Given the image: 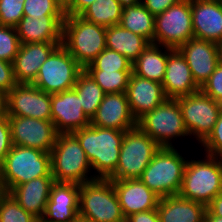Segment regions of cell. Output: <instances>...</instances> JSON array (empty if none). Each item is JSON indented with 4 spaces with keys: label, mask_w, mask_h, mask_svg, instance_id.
<instances>
[{
    "label": "cell",
    "mask_w": 222,
    "mask_h": 222,
    "mask_svg": "<svg viewBox=\"0 0 222 222\" xmlns=\"http://www.w3.org/2000/svg\"><path fill=\"white\" fill-rule=\"evenodd\" d=\"M72 134L85 151L95 179H108L116 170L125 131L90 124Z\"/></svg>",
    "instance_id": "1"
},
{
    "label": "cell",
    "mask_w": 222,
    "mask_h": 222,
    "mask_svg": "<svg viewBox=\"0 0 222 222\" xmlns=\"http://www.w3.org/2000/svg\"><path fill=\"white\" fill-rule=\"evenodd\" d=\"M204 156L189 157L178 195L207 206L222 191V159Z\"/></svg>",
    "instance_id": "2"
},
{
    "label": "cell",
    "mask_w": 222,
    "mask_h": 222,
    "mask_svg": "<svg viewBox=\"0 0 222 222\" xmlns=\"http://www.w3.org/2000/svg\"><path fill=\"white\" fill-rule=\"evenodd\" d=\"M61 45L85 69L106 48V27L88 22L79 15H66Z\"/></svg>",
    "instance_id": "3"
},
{
    "label": "cell",
    "mask_w": 222,
    "mask_h": 222,
    "mask_svg": "<svg viewBox=\"0 0 222 222\" xmlns=\"http://www.w3.org/2000/svg\"><path fill=\"white\" fill-rule=\"evenodd\" d=\"M43 176H52L50 152L12 145L0 166V191L8 193L17 185Z\"/></svg>",
    "instance_id": "4"
},
{
    "label": "cell",
    "mask_w": 222,
    "mask_h": 222,
    "mask_svg": "<svg viewBox=\"0 0 222 222\" xmlns=\"http://www.w3.org/2000/svg\"><path fill=\"white\" fill-rule=\"evenodd\" d=\"M50 154L55 182L81 185L95 179L86 153L72 133H58Z\"/></svg>",
    "instance_id": "5"
},
{
    "label": "cell",
    "mask_w": 222,
    "mask_h": 222,
    "mask_svg": "<svg viewBox=\"0 0 222 222\" xmlns=\"http://www.w3.org/2000/svg\"><path fill=\"white\" fill-rule=\"evenodd\" d=\"M187 161L178 147H161L139 179L160 198L178 195Z\"/></svg>",
    "instance_id": "6"
},
{
    "label": "cell",
    "mask_w": 222,
    "mask_h": 222,
    "mask_svg": "<svg viewBox=\"0 0 222 222\" xmlns=\"http://www.w3.org/2000/svg\"><path fill=\"white\" fill-rule=\"evenodd\" d=\"M79 217L89 222H126L110 179L96 178L80 185Z\"/></svg>",
    "instance_id": "7"
},
{
    "label": "cell",
    "mask_w": 222,
    "mask_h": 222,
    "mask_svg": "<svg viewBox=\"0 0 222 222\" xmlns=\"http://www.w3.org/2000/svg\"><path fill=\"white\" fill-rule=\"evenodd\" d=\"M137 126L160 147H175V140L189 138L181 108L176 99H166L137 120Z\"/></svg>",
    "instance_id": "8"
},
{
    "label": "cell",
    "mask_w": 222,
    "mask_h": 222,
    "mask_svg": "<svg viewBox=\"0 0 222 222\" xmlns=\"http://www.w3.org/2000/svg\"><path fill=\"white\" fill-rule=\"evenodd\" d=\"M160 148L138 126L125 131L116 170L108 179H139Z\"/></svg>",
    "instance_id": "9"
},
{
    "label": "cell",
    "mask_w": 222,
    "mask_h": 222,
    "mask_svg": "<svg viewBox=\"0 0 222 222\" xmlns=\"http://www.w3.org/2000/svg\"><path fill=\"white\" fill-rule=\"evenodd\" d=\"M180 105L183 120L190 138L201 145L212 133L222 113V104L204 94L201 90L176 99Z\"/></svg>",
    "instance_id": "10"
},
{
    "label": "cell",
    "mask_w": 222,
    "mask_h": 222,
    "mask_svg": "<svg viewBox=\"0 0 222 222\" xmlns=\"http://www.w3.org/2000/svg\"><path fill=\"white\" fill-rule=\"evenodd\" d=\"M83 70L75 58L59 45L40 66L33 85L48 94H57L74 88Z\"/></svg>",
    "instance_id": "11"
},
{
    "label": "cell",
    "mask_w": 222,
    "mask_h": 222,
    "mask_svg": "<svg viewBox=\"0 0 222 222\" xmlns=\"http://www.w3.org/2000/svg\"><path fill=\"white\" fill-rule=\"evenodd\" d=\"M154 25V43L178 49L183 43L194 38L191 0H180L156 15Z\"/></svg>",
    "instance_id": "12"
},
{
    "label": "cell",
    "mask_w": 222,
    "mask_h": 222,
    "mask_svg": "<svg viewBox=\"0 0 222 222\" xmlns=\"http://www.w3.org/2000/svg\"><path fill=\"white\" fill-rule=\"evenodd\" d=\"M7 116L51 120V94L33 84H16L5 99Z\"/></svg>",
    "instance_id": "13"
},
{
    "label": "cell",
    "mask_w": 222,
    "mask_h": 222,
    "mask_svg": "<svg viewBox=\"0 0 222 222\" xmlns=\"http://www.w3.org/2000/svg\"><path fill=\"white\" fill-rule=\"evenodd\" d=\"M12 145L51 152L58 132L51 120L8 116Z\"/></svg>",
    "instance_id": "14"
},
{
    "label": "cell",
    "mask_w": 222,
    "mask_h": 222,
    "mask_svg": "<svg viewBox=\"0 0 222 222\" xmlns=\"http://www.w3.org/2000/svg\"><path fill=\"white\" fill-rule=\"evenodd\" d=\"M90 120L74 88L51 94V121L58 133H72L85 128L90 125Z\"/></svg>",
    "instance_id": "15"
},
{
    "label": "cell",
    "mask_w": 222,
    "mask_h": 222,
    "mask_svg": "<svg viewBox=\"0 0 222 222\" xmlns=\"http://www.w3.org/2000/svg\"><path fill=\"white\" fill-rule=\"evenodd\" d=\"M178 50L188 63L195 83L201 88L220 63L218 44L191 38Z\"/></svg>",
    "instance_id": "16"
},
{
    "label": "cell",
    "mask_w": 222,
    "mask_h": 222,
    "mask_svg": "<svg viewBox=\"0 0 222 222\" xmlns=\"http://www.w3.org/2000/svg\"><path fill=\"white\" fill-rule=\"evenodd\" d=\"M90 124L102 128L128 131L137 126L126 93L105 94Z\"/></svg>",
    "instance_id": "17"
},
{
    "label": "cell",
    "mask_w": 222,
    "mask_h": 222,
    "mask_svg": "<svg viewBox=\"0 0 222 222\" xmlns=\"http://www.w3.org/2000/svg\"><path fill=\"white\" fill-rule=\"evenodd\" d=\"M80 185L55 182L42 222H73L79 216Z\"/></svg>",
    "instance_id": "18"
},
{
    "label": "cell",
    "mask_w": 222,
    "mask_h": 222,
    "mask_svg": "<svg viewBox=\"0 0 222 222\" xmlns=\"http://www.w3.org/2000/svg\"><path fill=\"white\" fill-rule=\"evenodd\" d=\"M62 42H34L21 44L13 61L17 84H33L40 66Z\"/></svg>",
    "instance_id": "19"
},
{
    "label": "cell",
    "mask_w": 222,
    "mask_h": 222,
    "mask_svg": "<svg viewBox=\"0 0 222 222\" xmlns=\"http://www.w3.org/2000/svg\"><path fill=\"white\" fill-rule=\"evenodd\" d=\"M194 38L222 41V3L220 0H191Z\"/></svg>",
    "instance_id": "20"
},
{
    "label": "cell",
    "mask_w": 222,
    "mask_h": 222,
    "mask_svg": "<svg viewBox=\"0 0 222 222\" xmlns=\"http://www.w3.org/2000/svg\"><path fill=\"white\" fill-rule=\"evenodd\" d=\"M125 218L131 214L157 209L160 197L140 179L111 180Z\"/></svg>",
    "instance_id": "21"
},
{
    "label": "cell",
    "mask_w": 222,
    "mask_h": 222,
    "mask_svg": "<svg viewBox=\"0 0 222 222\" xmlns=\"http://www.w3.org/2000/svg\"><path fill=\"white\" fill-rule=\"evenodd\" d=\"M162 86L167 99H177L200 90L188 63L178 49H173L168 54Z\"/></svg>",
    "instance_id": "22"
},
{
    "label": "cell",
    "mask_w": 222,
    "mask_h": 222,
    "mask_svg": "<svg viewBox=\"0 0 222 222\" xmlns=\"http://www.w3.org/2000/svg\"><path fill=\"white\" fill-rule=\"evenodd\" d=\"M126 95L136 120L167 99L161 83L139 77L133 72L129 78Z\"/></svg>",
    "instance_id": "23"
},
{
    "label": "cell",
    "mask_w": 222,
    "mask_h": 222,
    "mask_svg": "<svg viewBox=\"0 0 222 222\" xmlns=\"http://www.w3.org/2000/svg\"><path fill=\"white\" fill-rule=\"evenodd\" d=\"M54 183L53 176L38 177L15 186L8 193L26 212L41 220Z\"/></svg>",
    "instance_id": "24"
},
{
    "label": "cell",
    "mask_w": 222,
    "mask_h": 222,
    "mask_svg": "<svg viewBox=\"0 0 222 222\" xmlns=\"http://www.w3.org/2000/svg\"><path fill=\"white\" fill-rule=\"evenodd\" d=\"M65 17H31L24 15L15 27L21 44L62 42Z\"/></svg>",
    "instance_id": "25"
},
{
    "label": "cell",
    "mask_w": 222,
    "mask_h": 222,
    "mask_svg": "<svg viewBox=\"0 0 222 222\" xmlns=\"http://www.w3.org/2000/svg\"><path fill=\"white\" fill-rule=\"evenodd\" d=\"M157 212L160 222H204L206 206L172 195L159 199Z\"/></svg>",
    "instance_id": "26"
},
{
    "label": "cell",
    "mask_w": 222,
    "mask_h": 222,
    "mask_svg": "<svg viewBox=\"0 0 222 222\" xmlns=\"http://www.w3.org/2000/svg\"><path fill=\"white\" fill-rule=\"evenodd\" d=\"M172 48L149 43L139 57L132 63V72L142 78L158 83L163 82L168 54Z\"/></svg>",
    "instance_id": "27"
},
{
    "label": "cell",
    "mask_w": 222,
    "mask_h": 222,
    "mask_svg": "<svg viewBox=\"0 0 222 222\" xmlns=\"http://www.w3.org/2000/svg\"><path fill=\"white\" fill-rule=\"evenodd\" d=\"M149 41L139 34L124 29L119 24L106 28V48L125 56L132 63L149 45Z\"/></svg>",
    "instance_id": "28"
},
{
    "label": "cell",
    "mask_w": 222,
    "mask_h": 222,
    "mask_svg": "<svg viewBox=\"0 0 222 222\" xmlns=\"http://www.w3.org/2000/svg\"><path fill=\"white\" fill-rule=\"evenodd\" d=\"M155 16L142 3L125 7L122 10L119 25L124 29L139 34L150 43H154Z\"/></svg>",
    "instance_id": "29"
},
{
    "label": "cell",
    "mask_w": 222,
    "mask_h": 222,
    "mask_svg": "<svg viewBox=\"0 0 222 222\" xmlns=\"http://www.w3.org/2000/svg\"><path fill=\"white\" fill-rule=\"evenodd\" d=\"M122 10L123 8L117 0H96L79 16L88 22L107 28L119 24Z\"/></svg>",
    "instance_id": "30"
},
{
    "label": "cell",
    "mask_w": 222,
    "mask_h": 222,
    "mask_svg": "<svg viewBox=\"0 0 222 222\" xmlns=\"http://www.w3.org/2000/svg\"><path fill=\"white\" fill-rule=\"evenodd\" d=\"M74 89L80 96L84 113L92 119L106 93L85 70L78 75Z\"/></svg>",
    "instance_id": "31"
},
{
    "label": "cell",
    "mask_w": 222,
    "mask_h": 222,
    "mask_svg": "<svg viewBox=\"0 0 222 222\" xmlns=\"http://www.w3.org/2000/svg\"><path fill=\"white\" fill-rule=\"evenodd\" d=\"M106 94L126 93L132 71H86Z\"/></svg>",
    "instance_id": "32"
},
{
    "label": "cell",
    "mask_w": 222,
    "mask_h": 222,
    "mask_svg": "<svg viewBox=\"0 0 222 222\" xmlns=\"http://www.w3.org/2000/svg\"><path fill=\"white\" fill-rule=\"evenodd\" d=\"M85 71H132V62L120 53L105 48Z\"/></svg>",
    "instance_id": "33"
},
{
    "label": "cell",
    "mask_w": 222,
    "mask_h": 222,
    "mask_svg": "<svg viewBox=\"0 0 222 222\" xmlns=\"http://www.w3.org/2000/svg\"><path fill=\"white\" fill-rule=\"evenodd\" d=\"M7 192L0 191V222H38Z\"/></svg>",
    "instance_id": "34"
},
{
    "label": "cell",
    "mask_w": 222,
    "mask_h": 222,
    "mask_svg": "<svg viewBox=\"0 0 222 222\" xmlns=\"http://www.w3.org/2000/svg\"><path fill=\"white\" fill-rule=\"evenodd\" d=\"M24 15L31 17H65L64 10L57 0H25Z\"/></svg>",
    "instance_id": "35"
},
{
    "label": "cell",
    "mask_w": 222,
    "mask_h": 222,
    "mask_svg": "<svg viewBox=\"0 0 222 222\" xmlns=\"http://www.w3.org/2000/svg\"><path fill=\"white\" fill-rule=\"evenodd\" d=\"M20 45L16 28L0 25V60L13 63Z\"/></svg>",
    "instance_id": "36"
},
{
    "label": "cell",
    "mask_w": 222,
    "mask_h": 222,
    "mask_svg": "<svg viewBox=\"0 0 222 222\" xmlns=\"http://www.w3.org/2000/svg\"><path fill=\"white\" fill-rule=\"evenodd\" d=\"M25 0H0V25L16 27L24 16Z\"/></svg>",
    "instance_id": "37"
},
{
    "label": "cell",
    "mask_w": 222,
    "mask_h": 222,
    "mask_svg": "<svg viewBox=\"0 0 222 222\" xmlns=\"http://www.w3.org/2000/svg\"><path fill=\"white\" fill-rule=\"evenodd\" d=\"M200 147L204 150L203 154L222 159V113L219 115L212 133L201 144Z\"/></svg>",
    "instance_id": "38"
},
{
    "label": "cell",
    "mask_w": 222,
    "mask_h": 222,
    "mask_svg": "<svg viewBox=\"0 0 222 222\" xmlns=\"http://www.w3.org/2000/svg\"><path fill=\"white\" fill-rule=\"evenodd\" d=\"M200 90L222 104V63L220 62Z\"/></svg>",
    "instance_id": "39"
},
{
    "label": "cell",
    "mask_w": 222,
    "mask_h": 222,
    "mask_svg": "<svg viewBox=\"0 0 222 222\" xmlns=\"http://www.w3.org/2000/svg\"><path fill=\"white\" fill-rule=\"evenodd\" d=\"M12 147L9 119L6 113L0 115V166Z\"/></svg>",
    "instance_id": "40"
},
{
    "label": "cell",
    "mask_w": 222,
    "mask_h": 222,
    "mask_svg": "<svg viewBox=\"0 0 222 222\" xmlns=\"http://www.w3.org/2000/svg\"><path fill=\"white\" fill-rule=\"evenodd\" d=\"M16 84L13 63L0 60V90L7 94Z\"/></svg>",
    "instance_id": "41"
},
{
    "label": "cell",
    "mask_w": 222,
    "mask_h": 222,
    "mask_svg": "<svg viewBox=\"0 0 222 222\" xmlns=\"http://www.w3.org/2000/svg\"><path fill=\"white\" fill-rule=\"evenodd\" d=\"M180 0H142L145 8L154 16L163 13L170 6L178 3Z\"/></svg>",
    "instance_id": "42"
},
{
    "label": "cell",
    "mask_w": 222,
    "mask_h": 222,
    "mask_svg": "<svg viewBox=\"0 0 222 222\" xmlns=\"http://www.w3.org/2000/svg\"><path fill=\"white\" fill-rule=\"evenodd\" d=\"M126 222H160L157 209L131 214Z\"/></svg>",
    "instance_id": "43"
},
{
    "label": "cell",
    "mask_w": 222,
    "mask_h": 222,
    "mask_svg": "<svg viewBox=\"0 0 222 222\" xmlns=\"http://www.w3.org/2000/svg\"><path fill=\"white\" fill-rule=\"evenodd\" d=\"M96 0H76L66 11L65 15H80L88 6Z\"/></svg>",
    "instance_id": "44"
},
{
    "label": "cell",
    "mask_w": 222,
    "mask_h": 222,
    "mask_svg": "<svg viewBox=\"0 0 222 222\" xmlns=\"http://www.w3.org/2000/svg\"><path fill=\"white\" fill-rule=\"evenodd\" d=\"M206 209L212 215L222 217V191L206 206Z\"/></svg>",
    "instance_id": "45"
},
{
    "label": "cell",
    "mask_w": 222,
    "mask_h": 222,
    "mask_svg": "<svg viewBox=\"0 0 222 222\" xmlns=\"http://www.w3.org/2000/svg\"><path fill=\"white\" fill-rule=\"evenodd\" d=\"M204 222H222V217L212 215L207 209L204 216Z\"/></svg>",
    "instance_id": "46"
},
{
    "label": "cell",
    "mask_w": 222,
    "mask_h": 222,
    "mask_svg": "<svg viewBox=\"0 0 222 222\" xmlns=\"http://www.w3.org/2000/svg\"><path fill=\"white\" fill-rule=\"evenodd\" d=\"M117 1L121 4L122 8L134 6L142 2V0H117Z\"/></svg>",
    "instance_id": "47"
},
{
    "label": "cell",
    "mask_w": 222,
    "mask_h": 222,
    "mask_svg": "<svg viewBox=\"0 0 222 222\" xmlns=\"http://www.w3.org/2000/svg\"><path fill=\"white\" fill-rule=\"evenodd\" d=\"M76 0H57L58 5L64 10V12L75 2Z\"/></svg>",
    "instance_id": "48"
},
{
    "label": "cell",
    "mask_w": 222,
    "mask_h": 222,
    "mask_svg": "<svg viewBox=\"0 0 222 222\" xmlns=\"http://www.w3.org/2000/svg\"><path fill=\"white\" fill-rule=\"evenodd\" d=\"M6 94L0 90V115L5 113Z\"/></svg>",
    "instance_id": "49"
},
{
    "label": "cell",
    "mask_w": 222,
    "mask_h": 222,
    "mask_svg": "<svg viewBox=\"0 0 222 222\" xmlns=\"http://www.w3.org/2000/svg\"><path fill=\"white\" fill-rule=\"evenodd\" d=\"M218 46H219L220 62L222 63V41L218 44Z\"/></svg>",
    "instance_id": "50"
},
{
    "label": "cell",
    "mask_w": 222,
    "mask_h": 222,
    "mask_svg": "<svg viewBox=\"0 0 222 222\" xmlns=\"http://www.w3.org/2000/svg\"><path fill=\"white\" fill-rule=\"evenodd\" d=\"M73 222H89V221L78 216Z\"/></svg>",
    "instance_id": "51"
}]
</instances>
